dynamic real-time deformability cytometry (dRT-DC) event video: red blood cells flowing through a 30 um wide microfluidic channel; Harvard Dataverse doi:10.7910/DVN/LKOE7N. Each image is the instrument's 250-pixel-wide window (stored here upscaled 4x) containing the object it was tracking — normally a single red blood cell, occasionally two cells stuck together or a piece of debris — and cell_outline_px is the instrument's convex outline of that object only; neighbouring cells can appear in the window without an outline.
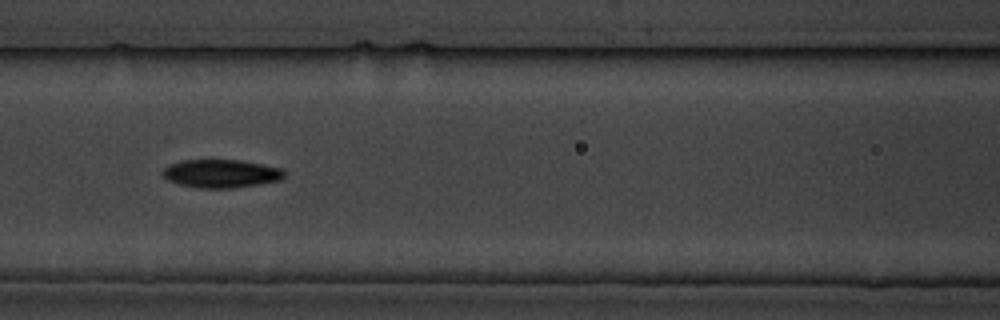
{"species": "common noctule bat (a hibernating species)", "species_latin": "Nyctalus noctula", "temperature_condition": "cold", "stored_images_in_passage": 16, "camera_frame_rate_fps": 3000, "um_per_image_px": 0.085, "animal": {"sex": "male", "body_mass_g": 19.5, "forearm_length_mm": 54.6}, "frame": {"image": 1, "passage_image": 7, "time_ms": 7.667, "image_size_px": [1000, 320], "cell_outline_px": [[284, 176], [280, 180], [260, 184], [232, 188], [200, 188], [180, 184], [168, 180], [160, 172], [168, 164], [184, 160], [240, 160], [280, 168], [284, 172]], "centroid_in_image_um": [18.76, 14.75], "position_along_channel_um": 147.8, "area_um2": 19.88}}
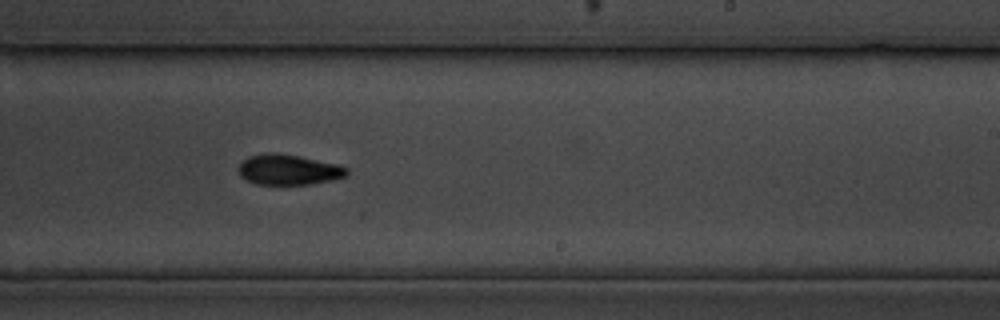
{"frame": {"image": 2, "passage_image": 10, "time_ms": 11.0, "image_size_px": [1000, 320], "cell_outline_px": [[348, 176], [312, 184], [256, 184], [240, 176], [236, 168], [248, 156], [268, 152], [276, 152], [300, 156], [336, 164], [348, 168]], "centroid_in_image_um": [24.5, 14.41], "position_along_channel_um": 264.5, "area_um2": 19.25}}